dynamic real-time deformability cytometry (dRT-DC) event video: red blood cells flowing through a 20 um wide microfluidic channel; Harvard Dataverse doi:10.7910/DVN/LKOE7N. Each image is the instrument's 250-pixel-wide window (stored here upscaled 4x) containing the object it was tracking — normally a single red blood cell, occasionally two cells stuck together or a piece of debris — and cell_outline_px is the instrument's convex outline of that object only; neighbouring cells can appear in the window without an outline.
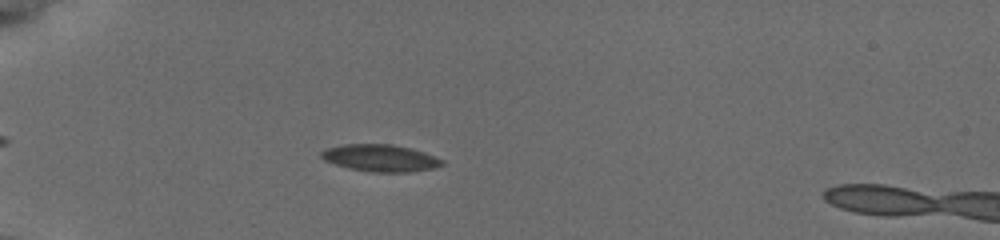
{"species": "common noctule bat (a hibernating species)", "species_latin": "Nyctalus noctula", "temperature_condition": "cold", "stored_images_in_passage": 45, "camera_frame_rate_fps": 3000, "um_per_image_px": 0.085, "animal": {"sex": "female", "body_mass_g": 19.5, "forearm_length_mm": 54.1}, "frame": {"image": 1, "passage_image": 11, "time_ms": 3.333, "image_size_px": [1000, 240], "cell_outline_px": [[444, 164], [432, 168], [408, 172], [372, 172], [348, 168], [324, 160], [320, 156], [320, 152], [328, 148], [344, 144], [388, 144], [408, 148], [424, 152], [444, 160]], "centroid_in_image_um": [32.31, 13.43], "position_along_channel_um": 52.7, "area_um2": 18.79}}
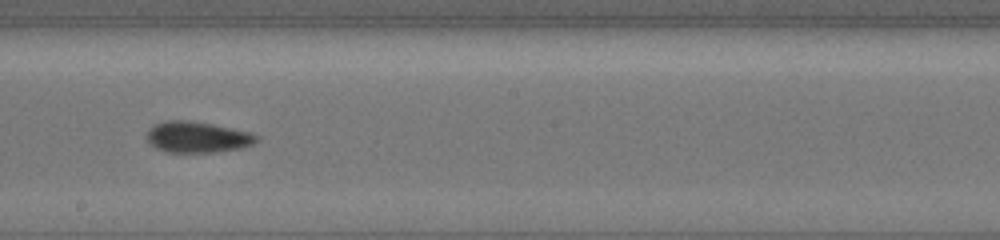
{"frame": {"image": 2, "passage_image": 27, "time_ms": 8.667, "image_size_px": [1000, 240], "cell_outline_px": [[260, 140], [252, 144], [240, 148], [216, 152], [168, 152], [156, 148], [148, 140], [148, 132], [156, 124], [168, 120], [184, 120], [212, 124], [252, 132], [260, 136]], "centroid_in_image_um": [16.85, 11.66], "position_along_channel_um": 231.3, "area_um2": 19.65}}
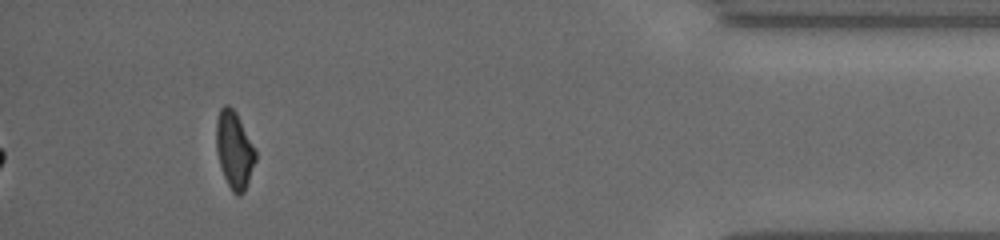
{"frame": {"image": 3, "passage_image": 45, "time_ms": 14.667, "image_size_px": [1000, 240], "cell_outline_px": [[256, 160], [244, 192], [240, 196], [236, 196], [232, 192], [224, 176], [216, 152], [216, 120], [220, 108], [224, 104], [228, 104], [236, 112], [256, 152]], "centroid_in_image_um": [19.9, 12.75], "position_along_channel_um": 415.3, "area_um2": 17.57}, "authors_computed_cell_mechanics": {"area_um2": 18.7272, "velocity_mm_per_s": 3.8407, "shape_relaxation_time_tau1_ms": 3.633, "shape_relaxation_time_tau2_ms": 4.6798, "deformation_change_tau1": 0.1209, "deformation_change_tau2": 0.1098}}